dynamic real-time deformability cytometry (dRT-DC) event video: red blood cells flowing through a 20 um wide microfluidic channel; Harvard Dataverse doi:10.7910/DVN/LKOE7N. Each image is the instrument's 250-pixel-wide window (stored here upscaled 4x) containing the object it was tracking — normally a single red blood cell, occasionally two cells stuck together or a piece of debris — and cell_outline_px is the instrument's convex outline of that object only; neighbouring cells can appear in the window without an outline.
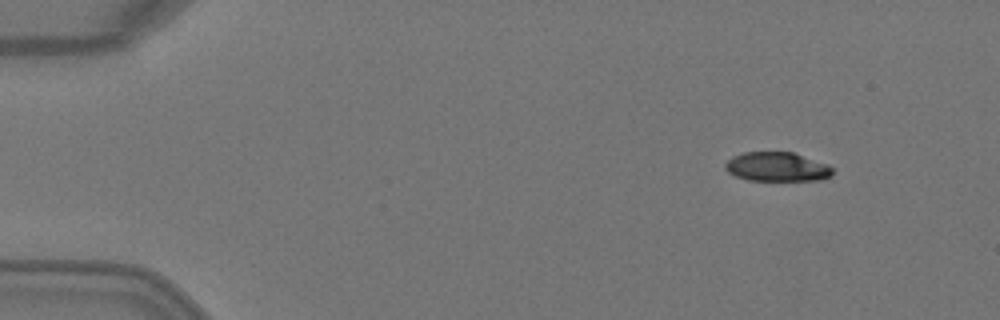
{"species": "Egyptian fruit bat (a non-hibernating species)", "species_latin": "Rousettus aegyptiacus", "temperature_condition": "warm", "stored_images_in_passage": 4, "camera_frame_rate_fps": 3000, "um_per_image_px": 0.085, "animal": {"sex": "female"}, "frame": {"image": 1, "passage_image": 1, "time_ms": 0.0, "image_size_px": [1000, 320], "cell_outline_px": [[832, 176], [820, 180], [748, 180], [736, 176], [728, 172], [724, 168], [724, 164], [732, 156], [744, 152], [792, 152], [828, 164], [832, 168]], "centroid_in_image_um": [66.03, 14.18], "position_along_channel_um": 19.0, "area_um2": 18.26}}
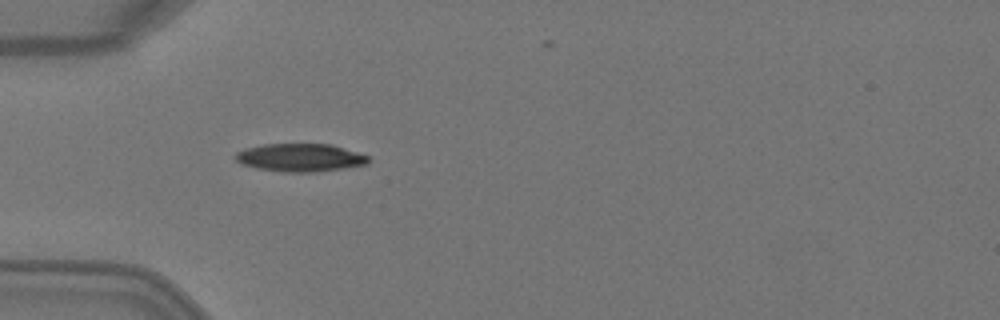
{"frame": {"image": 2, "passage_image": 4, "time_ms": 1.0, "image_size_px": [1000, 320], "cell_outline_px": [[368, 164], [344, 168], [316, 172], [284, 172], [256, 168], [244, 164], [236, 160], [236, 152], [244, 148], [264, 144], [332, 144], [368, 156]], "centroid_in_image_um": [25.51, 13.39], "position_along_channel_um": 59.5, "area_um2": 21.56}}